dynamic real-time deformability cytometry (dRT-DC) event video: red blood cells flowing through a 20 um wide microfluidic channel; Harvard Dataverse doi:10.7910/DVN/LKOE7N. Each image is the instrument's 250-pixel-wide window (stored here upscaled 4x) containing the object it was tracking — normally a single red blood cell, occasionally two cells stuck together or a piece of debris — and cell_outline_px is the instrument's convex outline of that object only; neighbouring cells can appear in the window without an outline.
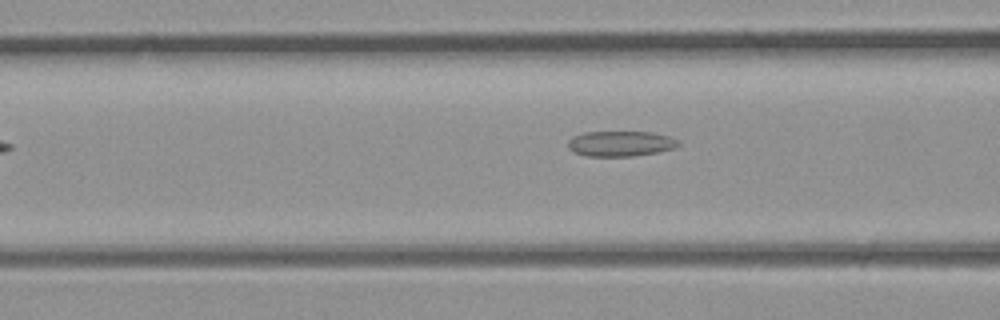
{"species": "common noctule bat (a hibernating species)", "species_latin": "Nyctalus noctula", "temperature_condition": "room temperature", "stored_images_in_passage": 6, "camera_frame_rate_fps": 3000, "um_per_image_px": 0.085, "animal": {"sex": "male", "body_mass_g": 23.1, "forearm_length_mm": 52.7}, "frame": {"image": 1, "passage_image": 6, "time_ms": 1.667, "image_size_px": [1000, 320], "cell_outline_px": [[680, 144], [676, 148], [636, 156], [588, 156], [572, 152], [568, 148], [568, 140], [572, 136], [584, 132], [652, 132], [668, 136], [676, 140]], "centroid_in_image_um": [52.71, 12.21], "position_along_channel_um": 113.9, "area_um2": 16.36}}